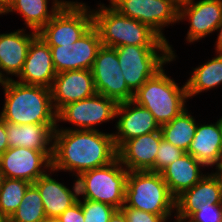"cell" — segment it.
Segmentation results:
<instances>
[{"label": "cell", "mask_w": 222, "mask_h": 222, "mask_svg": "<svg viewBox=\"0 0 222 222\" xmlns=\"http://www.w3.org/2000/svg\"><path fill=\"white\" fill-rule=\"evenodd\" d=\"M117 158L112 133L99 130L55 129L52 169L72 172L77 178L81 173L104 167Z\"/></svg>", "instance_id": "1"}, {"label": "cell", "mask_w": 222, "mask_h": 222, "mask_svg": "<svg viewBox=\"0 0 222 222\" xmlns=\"http://www.w3.org/2000/svg\"><path fill=\"white\" fill-rule=\"evenodd\" d=\"M0 116L12 124H57L50 88L8 80Z\"/></svg>", "instance_id": "2"}, {"label": "cell", "mask_w": 222, "mask_h": 222, "mask_svg": "<svg viewBox=\"0 0 222 222\" xmlns=\"http://www.w3.org/2000/svg\"><path fill=\"white\" fill-rule=\"evenodd\" d=\"M106 6L99 3L96 9H91L93 26L103 46H169V42L164 41L149 26L120 14L110 4Z\"/></svg>", "instance_id": "3"}, {"label": "cell", "mask_w": 222, "mask_h": 222, "mask_svg": "<svg viewBox=\"0 0 222 222\" xmlns=\"http://www.w3.org/2000/svg\"><path fill=\"white\" fill-rule=\"evenodd\" d=\"M186 83L182 87L167 75L164 67L149 78L135 93L133 101L145 107L162 126L181 114L187 107Z\"/></svg>", "instance_id": "4"}, {"label": "cell", "mask_w": 222, "mask_h": 222, "mask_svg": "<svg viewBox=\"0 0 222 222\" xmlns=\"http://www.w3.org/2000/svg\"><path fill=\"white\" fill-rule=\"evenodd\" d=\"M124 206L157 215H172L175 212V197L161 173L130 171L126 180Z\"/></svg>", "instance_id": "5"}, {"label": "cell", "mask_w": 222, "mask_h": 222, "mask_svg": "<svg viewBox=\"0 0 222 222\" xmlns=\"http://www.w3.org/2000/svg\"><path fill=\"white\" fill-rule=\"evenodd\" d=\"M169 46H133L116 48L121 72L128 87L135 93L165 64L176 61V53Z\"/></svg>", "instance_id": "6"}, {"label": "cell", "mask_w": 222, "mask_h": 222, "mask_svg": "<svg viewBox=\"0 0 222 222\" xmlns=\"http://www.w3.org/2000/svg\"><path fill=\"white\" fill-rule=\"evenodd\" d=\"M128 173L129 171L121 164L118 158L104 167L81 173L76 178L78 199L106 203L120 210L125 202Z\"/></svg>", "instance_id": "7"}, {"label": "cell", "mask_w": 222, "mask_h": 222, "mask_svg": "<svg viewBox=\"0 0 222 222\" xmlns=\"http://www.w3.org/2000/svg\"><path fill=\"white\" fill-rule=\"evenodd\" d=\"M92 26V10L88 4L65 3L38 32V36L48 46L73 47Z\"/></svg>", "instance_id": "8"}, {"label": "cell", "mask_w": 222, "mask_h": 222, "mask_svg": "<svg viewBox=\"0 0 222 222\" xmlns=\"http://www.w3.org/2000/svg\"><path fill=\"white\" fill-rule=\"evenodd\" d=\"M120 14L149 26L164 41L165 26L179 23V0H108Z\"/></svg>", "instance_id": "9"}, {"label": "cell", "mask_w": 222, "mask_h": 222, "mask_svg": "<svg viewBox=\"0 0 222 222\" xmlns=\"http://www.w3.org/2000/svg\"><path fill=\"white\" fill-rule=\"evenodd\" d=\"M117 106L118 103L113 99L96 93L92 97L65 105L57 113L56 129L99 130L96 126L116 118ZM61 121L71 123L73 127H60Z\"/></svg>", "instance_id": "10"}, {"label": "cell", "mask_w": 222, "mask_h": 222, "mask_svg": "<svg viewBox=\"0 0 222 222\" xmlns=\"http://www.w3.org/2000/svg\"><path fill=\"white\" fill-rule=\"evenodd\" d=\"M91 71L96 93L117 103L133 100L134 92L128 87L121 72L116 48L102 45Z\"/></svg>", "instance_id": "11"}, {"label": "cell", "mask_w": 222, "mask_h": 222, "mask_svg": "<svg viewBox=\"0 0 222 222\" xmlns=\"http://www.w3.org/2000/svg\"><path fill=\"white\" fill-rule=\"evenodd\" d=\"M52 155L53 151L9 147L0 156V168L6 178L22 179L33 184L52 169Z\"/></svg>", "instance_id": "12"}, {"label": "cell", "mask_w": 222, "mask_h": 222, "mask_svg": "<svg viewBox=\"0 0 222 222\" xmlns=\"http://www.w3.org/2000/svg\"><path fill=\"white\" fill-rule=\"evenodd\" d=\"M179 23L187 20V43H193L215 32L222 20V0L179 1Z\"/></svg>", "instance_id": "13"}, {"label": "cell", "mask_w": 222, "mask_h": 222, "mask_svg": "<svg viewBox=\"0 0 222 222\" xmlns=\"http://www.w3.org/2000/svg\"><path fill=\"white\" fill-rule=\"evenodd\" d=\"M117 118V131L112 133L116 149L129 139L160 130V125L151 112L133 100L118 103Z\"/></svg>", "instance_id": "14"}, {"label": "cell", "mask_w": 222, "mask_h": 222, "mask_svg": "<svg viewBox=\"0 0 222 222\" xmlns=\"http://www.w3.org/2000/svg\"><path fill=\"white\" fill-rule=\"evenodd\" d=\"M56 113L65 105L96 94L91 70H68L57 73L50 88Z\"/></svg>", "instance_id": "15"}, {"label": "cell", "mask_w": 222, "mask_h": 222, "mask_svg": "<svg viewBox=\"0 0 222 222\" xmlns=\"http://www.w3.org/2000/svg\"><path fill=\"white\" fill-rule=\"evenodd\" d=\"M56 74L51 49L37 35L30 43L18 82L51 88Z\"/></svg>", "instance_id": "16"}, {"label": "cell", "mask_w": 222, "mask_h": 222, "mask_svg": "<svg viewBox=\"0 0 222 222\" xmlns=\"http://www.w3.org/2000/svg\"><path fill=\"white\" fill-rule=\"evenodd\" d=\"M162 139L160 130L129 139L117 149V158L129 172L150 170Z\"/></svg>", "instance_id": "17"}, {"label": "cell", "mask_w": 222, "mask_h": 222, "mask_svg": "<svg viewBox=\"0 0 222 222\" xmlns=\"http://www.w3.org/2000/svg\"><path fill=\"white\" fill-rule=\"evenodd\" d=\"M221 204L220 190L216 177L205 173L203 178L191 188L175 198V218H189L197 208Z\"/></svg>", "instance_id": "18"}, {"label": "cell", "mask_w": 222, "mask_h": 222, "mask_svg": "<svg viewBox=\"0 0 222 222\" xmlns=\"http://www.w3.org/2000/svg\"><path fill=\"white\" fill-rule=\"evenodd\" d=\"M37 35L38 32L28 33L25 29L0 33V70L8 80L21 73L30 43Z\"/></svg>", "instance_id": "19"}, {"label": "cell", "mask_w": 222, "mask_h": 222, "mask_svg": "<svg viewBox=\"0 0 222 222\" xmlns=\"http://www.w3.org/2000/svg\"><path fill=\"white\" fill-rule=\"evenodd\" d=\"M54 172L53 169H50L49 173L47 172L33 183L40 192L47 218L59 217L79 198L76 178H74L73 188L70 189L64 183L52 178L51 175Z\"/></svg>", "instance_id": "20"}, {"label": "cell", "mask_w": 222, "mask_h": 222, "mask_svg": "<svg viewBox=\"0 0 222 222\" xmlns=\"http://www.w3.org/2000/svg\"><path fill=\"white\" fill-rule=\"evenodd\" d=\"M186 153L191 154L205 167H222V136L220 122L197 123L195 135Z\"/></svg>", "instance_id": "21"}, {"label": "cell", "mask_w": 222, "mask_h": 222, "mask_svg": "<svg viewBox=\"0 0 222 222\" xmlns=\"http://www.w3.org/2000/svg\"><path fill=\"white\" fill-rule=\"evenodd\" d=\"M57 124H12L6 122L9 147H25L38 151H53Z\"/></svg>", "instance_id": "22"}, {"label": "cell", "mask_w": 222, "mask_h": 222, "mask_svg": "<svg viewBox=\"0 0 222 222\" xmlns=\"http://www.w3.org/2000/svg\"><path fill=\"white\" fill-rule=\"evenodd\" d=\"M205 166L191 154L184 153L180 158L168 165L161 175L168 185L170 193L176 198L183 191L198 183L205 174ZM202 169V170H201Z\"/></svg>", "instance_id": "23"}, {"label": "cell", "mask_w": 222, "mask_h": 222, "mask_svg": "<svg viewBox=\"0 0 222 222\" xmlns=\"http://www.w3.org/2000/svg\"><path fill=\"white\" fill-rule=\"evenodd\" d=\"M49 1L50 0H11L3 15L16 12L24 19L26 29L30 28L33 31L39 32L65 3L78 2L77 0H52V5L49 10Z\"/></svg>", "instance_id": "24"}, {"label": "cell", "mask_w": 222, "mask_h": 222, "mask_svg": "<svg viewBox=\"0 0 222 222\" xmlns=\"http://www.w3.org/2000/svg\"><path fill=\"white\" fill-rule=\"evenodd\" d=\"M185 83L190 99L222 84V53H217L211 60L193 68L191 77Z\"/></svg>", "instance_id": "25"}, {"label": "cell", "mask_w": 222, "mask_h": 222, "mask_svg": "<svg viewBox=\"0 0 222 222\" xmlns=\"http://www.w3.org/2000/svg\"><path fill=\"white\" fill-rule=\"evenodd\" d=\"M187 109L169 123L160 126L162 138L185 152L193 140L198 123Z\"/></svg>", "instance_id": "26"}, {"label": "cell", "mask_w": 222, "mask_h": 222, "mask_svg": "<svg viewBox=\"0 0 222 222\" xmlns=\"http://www.w3.org/2000/svg\"><path fill=\"white\" fill-rule=\"evenodd\" d=\"M102 46L97 29L92 26L73 44L71 51V70H91L97 52Z\"/></svg>", "instance_id": "27"}, {"label": "cell", "mask_w": 222, "mask_h": 222, "mask_svg": "<svg viewBox=\"0 0 222 222\" xmlns=\"http://www.w3.org/2000/svg\"><path fill=\"white\" fill-rule=\"evenodd\" d=\"M39 190L31 184L17 208L7 222H43L46 219Z\"/></svg>", "instance_id": "28"}, {"label": "cell", "mask_w": 222, "mask_h": 222, "mask_svg": "<svg viewBox=\"0 0 222 222\" xmlns=\"http://www.w3.org/2000/svg\"><path fill=\"white\" fill-rule=\"evenodd\" d=\"M30 185L22 179L5 178L0 188V217L4 221L17 210Z\"/></svg>", "instance_id": "29"}, {"label": "cell", "mask_w": 222, "mask_h": 222, "mask_svg": "<svg viewBox=\"0 0 222 222\" xmlns=\"http://www.w3.org/2000/svg\"><path fill=\"white\" fill-rule=\"evenodd\" d=\"M82 200L78 199L82 206L84 222H109L110 217L117 210L106 203L95 202L88 199Z\"/></svg>", "instance_id": "30"}, {"label": "cell", "mask_w": 222, "mask_h": 222, "mask_svg": "<svg viewBox=\"0 0 222 222\" xmlns=\"http://www.w3.org/2000/svg\"><path fill=\"white\" fill-rule=\"evenodd\" d=\"M185 151L162 139L157 150L155 165L149 170L161 173L168 165L180 158Z\"/></svg>", "instance_id": "31"}, {"label": "cell", "mask_w": 222, "mask_h": 222, "mask_svg": "<svg viewBox=\"0 0 222 222\" xmlns=\"http://www.w3.org/2000/svg\"><path fill=\"white\" fill-rule=\"evenodd\" d=\"M120 210L126 216L127 222H168L172 215H157L154 213H148L136 208L122 206Z\"/></svg>", "instance_id": "32"}, {"label": "cell", "mask_w": 222, "mask_h": 222, "mask_svg": "<svg viewBox=\"0 0 222 222\" xmlns=\"http://www.w3.org/2000/svg\"><path fill=\"white\" fill-rule=\"evenodd\" d=\"M56 73L71 70V51L73 47L49 46Z\"/></svg>", "instance_id": "33"}, {"label": "cell", "mask_w": 222, "mask_h": 222, "mask_svg": "<svg viewBox=\"0 0 222 222\" xmlns=\"http://www.w3.org/2000/svg\"><path fill=\"white\" fill-rule=\"evenodd\" d=\"M194 222H222V204H212L210 207L197 208L190 217Z\"/></svg>", "instance_id": "34"}, {"label": "cell", "mask_w": 222, "mask_h": 222, "mask_svg": "<svg viewBox=\"0 0 222 222\" xmlns=\"http://www.w3.org/2000/svg\"><path fill=\"white\" fill-rule=\"evenodd\" d=\"M61 222H84L82 206L79 201L67 208L59 217Z\"/></svg>", "instance_id": "35"}, {"label": "cell", "mask_w": 222, "mask_h": 222, "mask_svg": "<svg viewBox=\"0 0 222 222\" xmlns=\"http://www.w3.org/2000/svg\"><path fill=\"white\" fill-rule=\"evenodd\" d=\"M9 148L7 133H6V122L0 116V156Z\"/></svg>", "instance_id": "36"}, {"label": "cell", "mask_w": 222, "mask_h": 222, "mask_svg": "<svg viewBox=\"0 0 222 222\" xmlns=\"http://www.w3.org/2000/svg\"><path fill=\"white\" fill-rule=\"evenodd\" d=\"M216 32L218 31V37L216 39V42L214 43L215 45V53H222V20L217 26V29L215 30Z\"/></svg>", "instance_id": "37"}, {"label": "cell", "mask_w": 222, "mask_h": 222, "mask_svg": "<svg viewBox=\"0 0 222 222\" xmlns=\"http://www.w3.org/2000/svg\"><path fill=\"white\" fill-rule=\"evenodd\" d=\"M215 172L214 170L211 171V173L216 177L217 181H218V185H219V190H220V201L222 204V167L219 168H215Z\"/></svg>", "instance_id": "38"}, {"label": "cell", "mask_w": 222, "mask_h": 222, "mask_svg": "<svg viewBox=\"0 0 222 222\" xmlns=\"http://www.w3.org/2000/svg\"><path fill=\"white\" fill-rule=\"evenodd\" d=\"M109 222H127V219L121 210H116L110 217Z\"/></svg>", "instance_id": "39"}, {"label": "cell", "mask_w": 222, "mask_h": 222, "mask_svg": "<svg viewBox=\"0 0 222 222\" xmlns=\"http://www.w3.org/2000/svg\"><path fill=\"white\" fill-rule=\"evenodd\" d=\"M11 0H0V11L4 13V11L8 8Z\"/></svg>", "instance_id": "40"}, {"label": "cell", "mask_w": 222, "mask_h": 222, "mask_svg": "<svg viewBox=\"0 0 222 222\" xmlns=\"http://www.w3.org/2000/svg\"><path fill=\"white\" fill-rule=\"evenodd\" d=\"M7 82L8 79L3 75V73L0 70V85L2 86L3 90L5 89Z\"/></svg>", "instance_id": "41"}, {"label": "cell", "mask_w": 222, "mask_h": 222, "mask_svg": "<svg viewBox=\"0 0 222 222\" xmlns=\"http://www.w3.org/2000/svg\"><path fill=\"white\" fill-rule=\"evenodd\" d=\"M43 222H61L58 217L46 218Z\"/></svg>", "instance_id": "42"}, {"label": "cell", "mask_w": 222, "mask_h": 222, "mask_svg": "<svg viewBox=\"0 0 222 222\" xmlns=\"http://www.w3.org/2000/svg\"><path fill=\"white\" fill-rule=\"evenodd\" d=\"M5 175L3 174L1 168H0V188L2 186V184L4 183V180H5Z\"/></svg>", "instance_id": "43"}, {"label": "cell", "mask_w": 222, "mask_h": 222, "mask_svg": "<svg viewBox=\"0 0 222 222\" xmlns=\"http://www.w3.org/2000/svg\"><path fill=\"white\" fill-rule=\"evenodd\" d=\"M177 222H194L190 218H175Z\"/></svg>", "instance_id": "44"}, {"label": "cell", "mask_w": 222, "mask_h": 222, "mask_svg": "<svg viewBox=\"0 0 222 222\" xmlns=\"http://www.w3.org/2000/svg\"><path fill=\"white\" fill-rule=\"evenodd\" d=\"M220 122V127H221V136H222V117H220V119H218Z\"/></svg>", "instance_id": "45"}]
</instances>
